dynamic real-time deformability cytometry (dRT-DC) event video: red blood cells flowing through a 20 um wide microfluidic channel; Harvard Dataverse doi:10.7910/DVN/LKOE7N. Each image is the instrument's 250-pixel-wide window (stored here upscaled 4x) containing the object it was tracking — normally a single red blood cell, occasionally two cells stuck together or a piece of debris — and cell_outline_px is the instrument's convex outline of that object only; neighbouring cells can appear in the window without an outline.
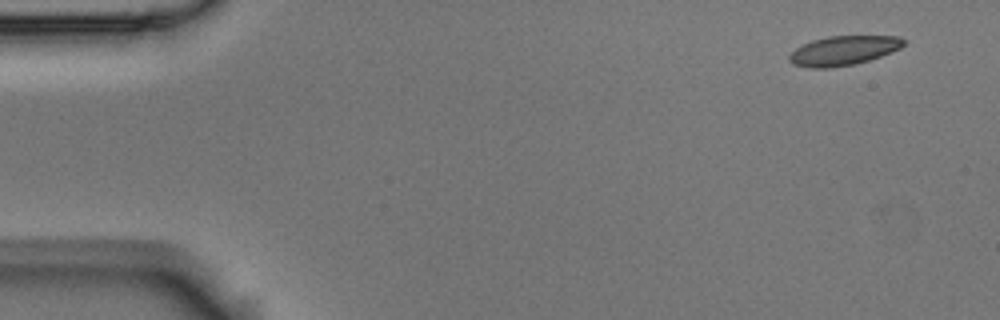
{"species": "Egyptian fruit bat (a non-hibernating species)", "species_latin": "Rousettus aegyptiacus", "temperature_condition": "room temperature", "stored_images_in_passage": 5, "camera_frame_rate_fps": 3000, "um_per_image_px": 0.085, "animal": {"sex": "male"}, "frame": {"image": 1, "passage_image": 1, "time_ms": 0.0, "image_size_px": [1000, 320], "cell_outline_px": [[908, 40], [900, 48], [880, 56], [856, 64], [832, 68], [808, 68], [792, 64], [788, 60], [788, 56], [796, 48], [812, 40], [828, 36], [900, 36]], "centroid_in_image_um": [71.69, 4.3], "position_along_channel_um": 13.3, "area_um2": 19.71}}
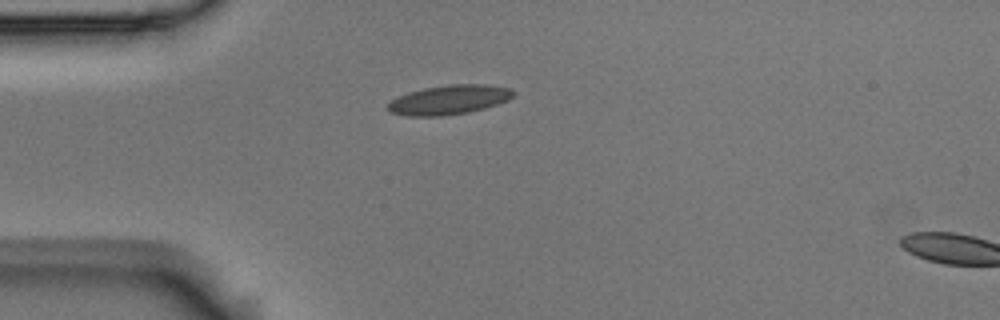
{"frame": {"image": 2, "passage_image": 4, "time_ms": 1.0, "image_size_px": [1000, 320], "cell_outline_px": [[516, 92], [508, 100], [484, 108], [468, 112], [440, 116], [408, 116], [392, 112], [388, 108], [388, 104], [392, 100], [408, 92], [424, 88], [452, 84], [488, 84], [508, 88]], "centroid_in_image_um": [38.19, 8.47], "position_along_channel_um": 46.8, "area_um2": 21.21}}